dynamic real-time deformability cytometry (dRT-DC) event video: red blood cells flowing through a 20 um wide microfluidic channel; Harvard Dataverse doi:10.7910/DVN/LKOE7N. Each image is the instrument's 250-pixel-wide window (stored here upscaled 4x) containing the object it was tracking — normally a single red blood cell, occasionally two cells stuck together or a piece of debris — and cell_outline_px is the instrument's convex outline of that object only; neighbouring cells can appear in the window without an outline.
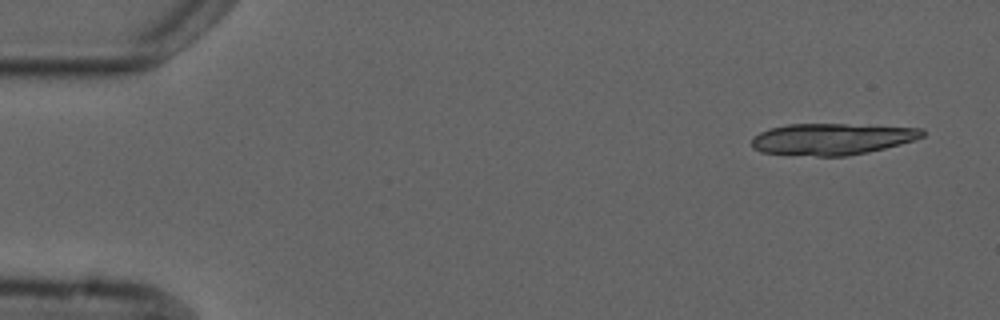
{"species": "common noctule bat (a hibernating species)", "species_latin": "Nyctalus noctula", "temperature_condition": "cold", "stored_images_in_passage": 7, "camera_frame_rate_fps": 3000, "um_per_image_px": 0.085, "animal": {"sex": "male", "forearm_length_mm": 52.5}, "frame": {"image": 1, "passage_image": 1, "time_ms": 0.0, "image_size_px": [1000, 320], "cell_outline_px": [[924, 136], [900, 144], [868, 152], [848, 156], [816, 156], [760, 152], [752, 148], [752, 136], [768, 128], [788, 124], [844, 124], [920, 128], [924, 132]], "centroid_in_image_um": [70.65, 11.82], "position_along_channel_um": 14.4, "area_um2": 31.21}}
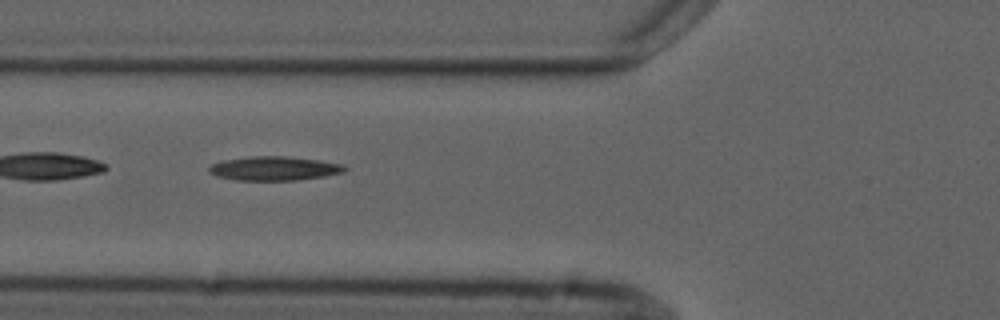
{"frame": {"image": 2, "passage_image": 6, "time_ms": 5.667, "image_size_px": [1000, 320], "cell_outline_px": [[348, 168], [344, 172], [324, 176], [296, 180], [236, 180], [216, 176], [208, 172], [208, 168], [212, 164], [220, 160], [252, 156], [284, 156], [320, 160], [344, 164]], "centroid_in_image_um": [23.3, 14.31], "position_along_channel_um": 102.5, "area_um2": 19.13}}
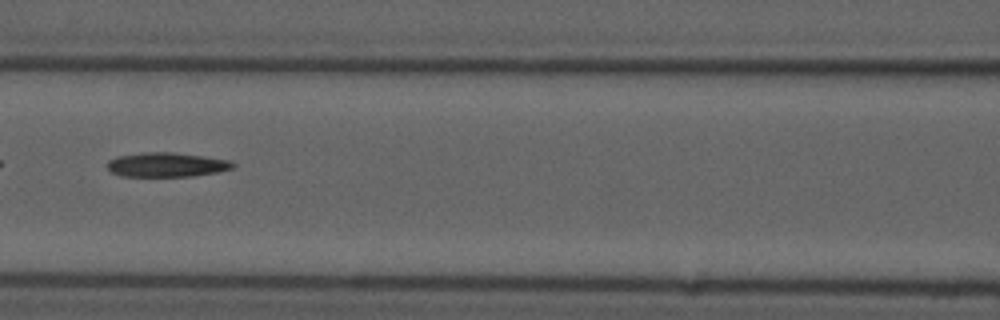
{"frame": {"image": 3, "passage_image": 7, "time_ms": 7.0, "image_size_px": [1000, 320], "cell_outline_px": [[236, 168], [216, 172], [192, 176], [120, 176], [112, 172], [108, 168], [108, 160], [116, 156], [144, 152], [172, 152], [228, 160], [236, 164]], "centroid_in_image_um": [14.15, 14.0], "position_along_channel_um": 152.5, "area_um2": 17.74}}